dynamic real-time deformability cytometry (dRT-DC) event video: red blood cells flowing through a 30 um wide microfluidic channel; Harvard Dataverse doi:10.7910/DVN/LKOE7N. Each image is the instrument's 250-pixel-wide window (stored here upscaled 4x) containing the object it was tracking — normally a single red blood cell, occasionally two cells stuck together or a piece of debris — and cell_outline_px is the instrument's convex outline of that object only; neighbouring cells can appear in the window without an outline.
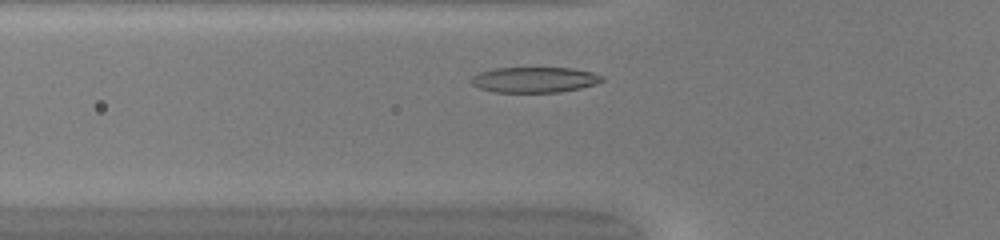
{"species": "common noctule bat (a hibernating species)", "species_latin": "Nyctalus noctula", "temperature_condition": "warm", "stored_images_in_passage": 30, "camera_frame_rate_fps": 3000, "um_per_image_px": 0.085, "animal": {"sex": "female", "body_mass_g": 20.0, "forearm_length_mm": 54.0}, "frame": {"image": 1, "passage_image": 5, "time_ms": 1.333, "image_size_px": [1000, 240], "cell_outline_px": [[604, 80], [596, 84], [580, 88], [560, 92], [496, 92], [480, 88], [472, 84], [472, 76], [480, 72], [496, 68], [572, 68], [592, 72], [604, 76]], "centroid_in_image_um": [45.47, 6.78], "position_along_channel_um": 80.3, "area_um2": 19.36}}
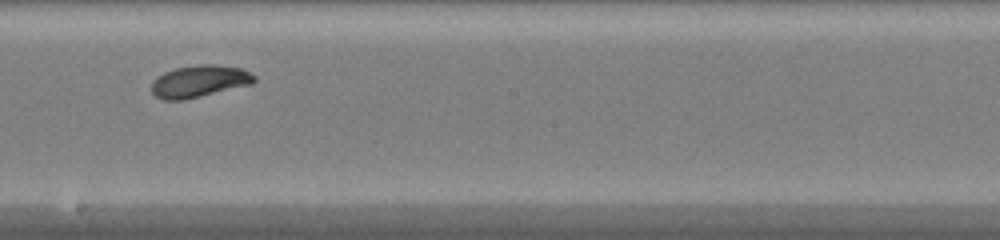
{"frame": {"image": 2, "passage_image": 16, "time_ms": 5.0, "image_size_px": [1000, 240], "cell_outline_px": [[256, 80], [252, 84], [184, 100], [160, 100], [152, 92], [152, 80], [156, 76], [164, 72], [176, 68], [196, 64], [216, 64], [244, 68], [256, 76]], "centroid_in_image_um": [16.95, 6.89], "position_along_channel_um": 231.2, "area_um2": 19.48}}
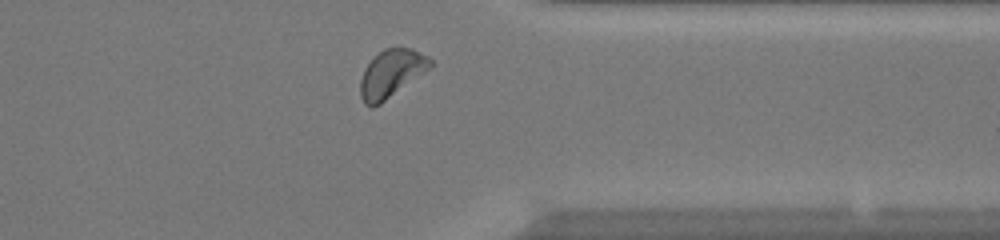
{"frame": {"image": 3, "passage_image": 27, "time_ms": 8.667, "image_size_px": [1000, 240], "cell_outline_px": [[436, 64], [380, 104], [372, 108], [368, 108], [364, 104], [360, 96], [360, 80], [364, 68], [384, 48], [412, 48], [428, 56]], "centroid_in_image_um": [33.27, 6.27], "position_along_channel_um": 378.1, "area_um2": 19.48}, "authors_computed_cell_mechanics": {"area_um2": 19.1029, "velocity_mm_per_s": 4.1108, "shape_relaxation_time_tau1_ms": 1.3818, "shape_relaxation_time_tau2_ms": 7.8775, "deformation_change_tau1": 0.1139, "deformation_change_tau2": 0.1342}}